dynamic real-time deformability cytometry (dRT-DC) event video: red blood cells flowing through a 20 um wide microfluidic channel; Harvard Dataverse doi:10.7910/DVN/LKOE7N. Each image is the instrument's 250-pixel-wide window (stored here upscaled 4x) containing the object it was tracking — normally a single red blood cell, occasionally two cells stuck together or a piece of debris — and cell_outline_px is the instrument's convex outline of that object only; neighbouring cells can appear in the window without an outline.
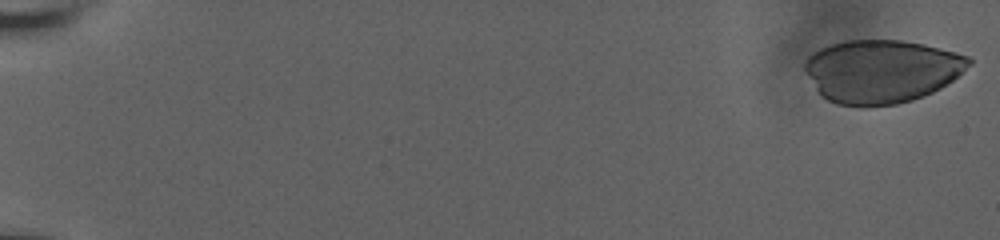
{"species": "human", "species_latin": "Homo sapiens", "temperature_condition": "room temperature", "stored_images_in_passage": 17, "camera_frame_rate_fps": 3000, "um_per_image_px": 0.085, "donor": {"sex": "male"}, "frame": {"image": 1, "passage_image": 1, "time_ms": 0.0, "image_size_px": [1000, 240], "cell_outline_px": [[972, 64], [952, 80], [940, 88], [924, 96], [912, 100], [896, 104], [836, 104], [820, 96], [804, 72], [804, 64], [808, 56], [820, 48], [844, 40], [900, 40], [924, 44], [956, 52], [968, 56], [972, 60]], "centroid_in_image_um": [74.92, 6.03], "position_along_channel_um": 10.1, "area_um2": 60.17}}